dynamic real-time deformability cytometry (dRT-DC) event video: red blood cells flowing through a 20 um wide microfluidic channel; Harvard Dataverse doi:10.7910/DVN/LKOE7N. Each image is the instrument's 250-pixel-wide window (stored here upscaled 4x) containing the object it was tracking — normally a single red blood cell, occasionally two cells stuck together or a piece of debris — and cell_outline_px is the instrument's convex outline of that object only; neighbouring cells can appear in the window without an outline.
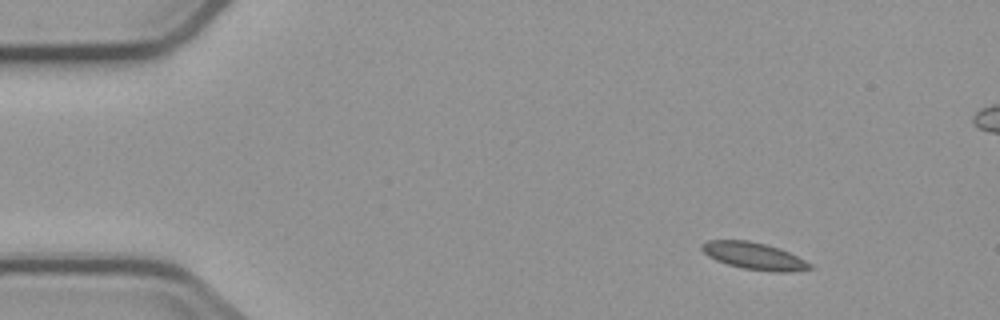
{"species": "common noctule bat (a hibernating species)", "species_latin": "Nyctalus noctula", "temperature_condition": "cold", "stored_images_in_passage": 6, "camera_frame_rate_fps": 3000, "um_per_image_px": 0.085, "animal": {"sex": "male", "body_mass_g": 23.1, "forearm_length_mm": 52.7}, "frame": {"image": 1, "passage_image": 1, "time_ms": 0.0, "image_size_px": [1000, 320], "cell_outline_px": [[816, 268], [792, 272], [772, 272], [744, 268], [728, 264], [716, 260], [708, 256], [700, 248], [700, 244], [708, 240], [748, 240], [780, 248], [812, 264]], "centroid_in_image_um": [64.11, 21.76], "position_along_channel_um": 20.9, "area_um2": 17.05}}
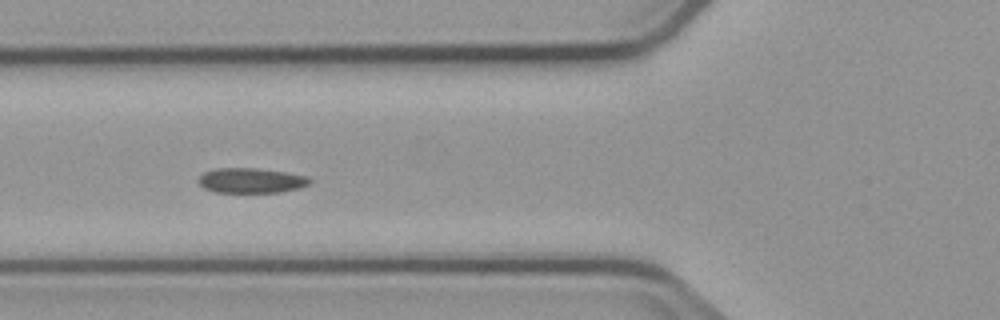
{"frame": {"image": 2, "passage_image": 5, "time_ms": 4.667, "image_size_px": [1000, 320], "cell_outline_px": [[312, 184], [300, 188], [280, 192], [216, 192], [204, 188], [196, 180], [204, 172], [216, 168], [256, 168], [284, 172], [308, 176], [312, 180]], "centroid_in_image_um": [21.37, 15.34], "position_along_channel_um": 104.4, "area_um2": 16.3}}
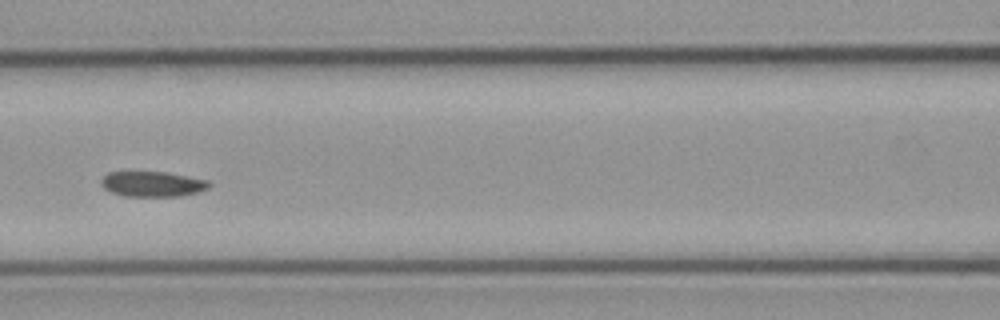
{"frame": {"image": 3, "passage_image": 6, "time_ms": 6.0, "image_size_px": [1000, 320], "cell_outline_px": [[212, 184], [208, 188], [200, 192], [180, 196], [124, 196], [112, 192], [104, 188], [100, 184], [100, 180], [108, 172], [168, 172], [208, 180]], "centroid_in_image_um": [12.98, 15.64], "position_along_channel_um": 153.6, "area_um2": 16.01}}